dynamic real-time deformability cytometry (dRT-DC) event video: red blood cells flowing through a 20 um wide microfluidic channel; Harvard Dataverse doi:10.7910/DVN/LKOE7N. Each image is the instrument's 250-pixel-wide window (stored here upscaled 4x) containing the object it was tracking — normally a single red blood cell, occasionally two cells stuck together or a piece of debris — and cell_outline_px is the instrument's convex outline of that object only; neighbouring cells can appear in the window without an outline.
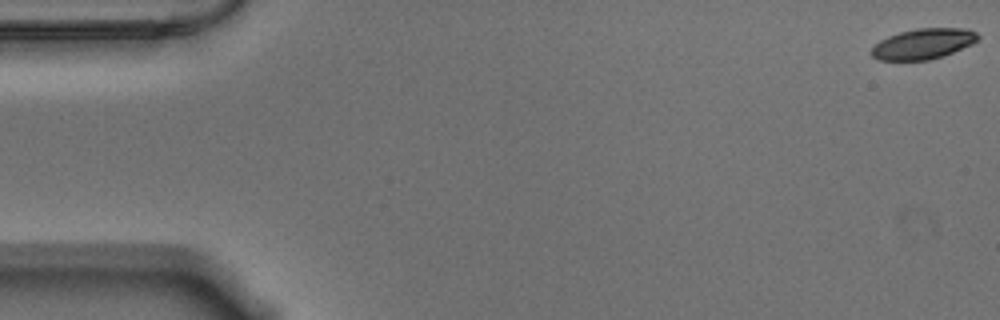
{"species": "Egyptian fruit bat (a non-hibernating species)", "species_latin": "Rousettus aegyptiacus", "temperature_condition": "warm", "stored_images_in_passage": 57, "camera_frame_rate_fps": 3000, "um_per_image_px": 0.085, "animal": {"sex": "male"}, "frame": {"image": 1, "passage_image": 1, "time_ms": 0.0, "image_size_px": [1000, 320], "cell_outline_px": [[980, 36], [972, 44], [952, 52], [928, 60], [880, 60], [872, 56], [872, 48], [880, 40], [888, 36], [900, 32], [916, 28], [968, 28], [976, 32]], "centroid_in_image_um": [78.48, 3.71], "position_along_channel_um": 6.5, "area_um2": 18.73}}
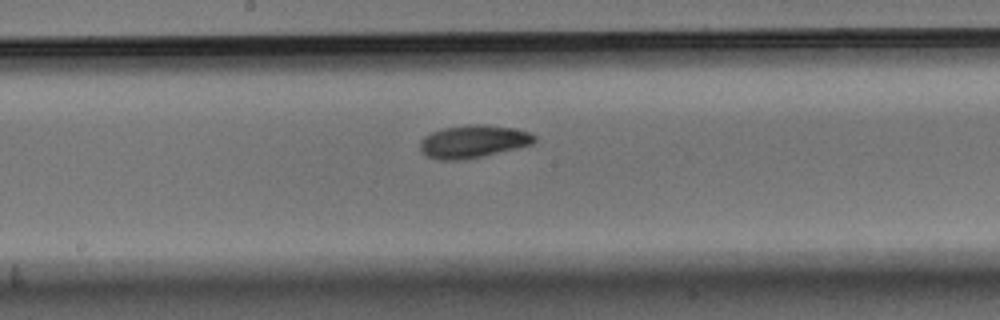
{"frame": {"image": 2, "passage_image": 30, "time_ms": 9.667, "image_size_px": [1000, 320], "cell_outline_px": [[536, 140], [532, 144], [484, 156], [464, 160], [440, 160], [428, 156], [420, 148], [420, 140], [424, 136], [440, 128], [464, 124], [484, 124], [512, 128], [528, 132], [536, 136]], "centroid_in_image_um": [40.2, 12.01], "position_along_channel_um": 208.0, "area_um2": 21.91}}
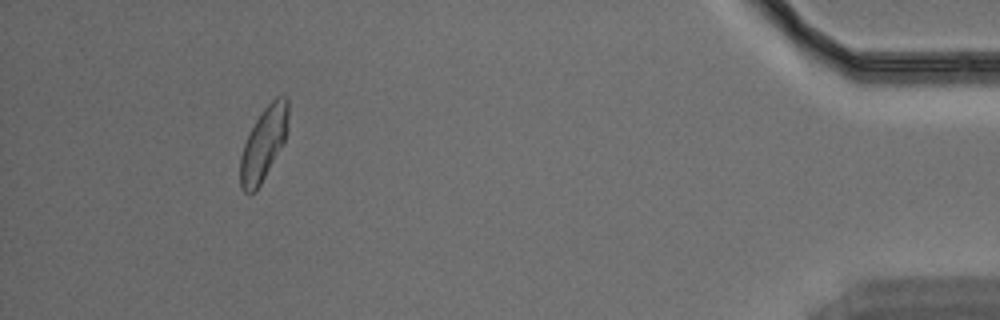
{"frame": {"image": 3, "passage_image": 53, "time_ms": 17.333, "image_size_px": [1000, 320], "cell_outline_px": [[288, 128], [284, 140], [280, 148], [256, 192], [244, 192], [240, 188], [240, 156], [244, 144], [256, 120], [264, 108], [276, 96], [288, 96]], "centroid_in_image_um": [22.4, 12.21], "position_along_channel_um": 412.8, "area_um2": 20.11}, "authors_computed_cell_mechanics": {"area_um2": 20.519, "velocity_mm_per_s": 3.5282, "shape_relaxation_time_tau1_ms": 4.0508, "shape_relaxation_time_tau2_ms": 4.6743, "deformation_change_tau1": 0.1336, "deformation_change_tau2": 0.0924}}